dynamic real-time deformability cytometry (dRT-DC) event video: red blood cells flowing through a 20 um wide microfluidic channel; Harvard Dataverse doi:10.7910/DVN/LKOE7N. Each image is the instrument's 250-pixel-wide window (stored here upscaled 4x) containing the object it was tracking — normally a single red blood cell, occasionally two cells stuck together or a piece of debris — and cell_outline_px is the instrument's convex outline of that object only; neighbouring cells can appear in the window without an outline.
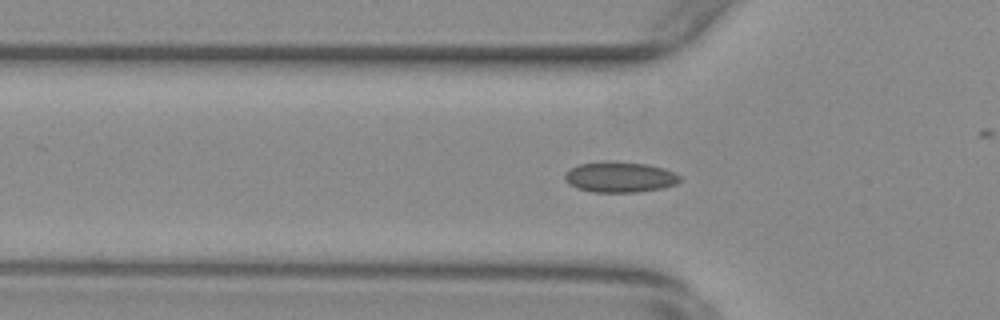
{"species": "common noctule bat (a hibernating species)", "species_latin": "Nyctalus noctula", "temperature_condition": "warm", "stored_images_in_passage": 40, "camera_frame_rate_fps": 3000, "um_per_image_px": 0.085, "animal": {"sex": "female", "body_mass_g": 29.2, "forearm_length_mm": 56.3}, "frame": {"image": 1, "passage_image": 14, "time_ms": 4.333, "image_size_px": [1000, 320], "cell_outline_px": [[680, 180], [676, 184], [664, 188], [636, 192], [592, 192], [576, 188], [568, 184], [564, 180], [564, 176], [572, 168], [580, 164], [644, 164], [664, 168], [676, 172], [680, 176]], "centroid_in_image_um": [52.73, 15.11], "position_along_channel_um": 73.1, "area_um2": 19.71}}
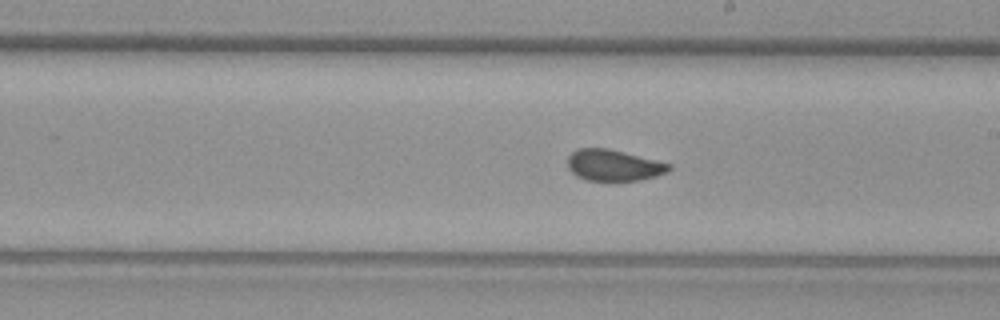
{"frame": {"image": 2, "passage_image": 27, "time_ms": 8.667, "image_size_px": [1000, 320], "cell_outline_px": [[672, 168], [668, 172], [656, 176], [640, 180], [616, 184], [608, 184], [584, 180], [576, 176], [568, 168], [568, 156], [576, 148], [608, 148], [672, 164]], "centroid_in_image_um": [52.15, 14.11], "position_along_channel_um": 236.9, "area_um2": 19.42}}
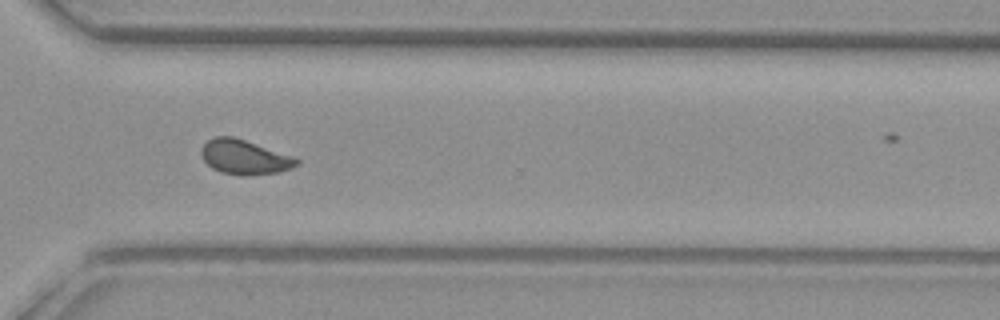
{"frame": {"image": 3, "passage_image": 36, "time_ms": 11.667, "image_size_px": [1000, 320], "cell_outline_px": [[300, 164], [292, 168], [276, 172], [244, 176], [240, 176], [220, 172], [212, 168], [200, 156], [200, 148], [208, 140], [216, 136], [232, 136], [296, 156], [300, 160]], "centroid_in_image_um": [20.8, 13.35], "position_along_channel_um": 349.8, "area_um2": 19.48}, "authors_computed_cell_mechanics": {"area_um2": 19.3919, "velocity_mm_per_s": 3.7636, "shape_relaxation_time_tau1_ms": null, "shape_relaxation_time_tau2_ms": 0.4923, "deformation_change_tau1": null, "deformation_change_tau2": 0.0556}}